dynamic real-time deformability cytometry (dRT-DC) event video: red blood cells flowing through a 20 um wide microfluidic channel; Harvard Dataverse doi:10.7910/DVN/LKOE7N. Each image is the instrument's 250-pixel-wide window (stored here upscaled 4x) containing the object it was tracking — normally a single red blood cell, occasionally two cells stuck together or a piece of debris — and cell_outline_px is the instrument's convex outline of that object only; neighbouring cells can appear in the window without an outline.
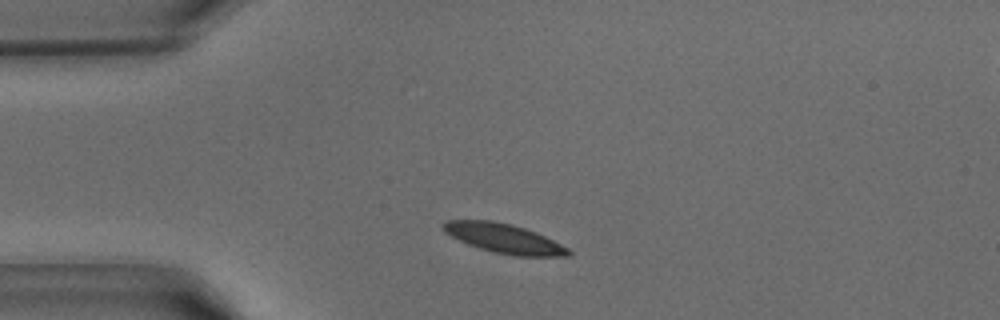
{"species": "common noctule bat (a hibernating species)", "species_latin": "Nyctalus noctula", "temperature_condition": "warm", "stored_images_in_passage": 37, "camera_frame_rate_fps": 3000, "um_per_image_px": 0.085, "animal": {"sex": "male", "body_mass_g": 15.6}, "frame": {"image": 1, "passage_image": 5, "time_ms": 1.333, "image_size_px": [1000, 320], "cell_outline_px": [[572, 252], [568, 256], [512, 256], [480, 248], [468, 244], [444, 232], [440, 228], [440, 224], [444, 220], [492, 220], [512, 224], [536, 232], [568, 248]], "centroid_in_image_um": [42.79, 20.25], "position_along_channel_um": 42.2, "area_um2": 21.39}}
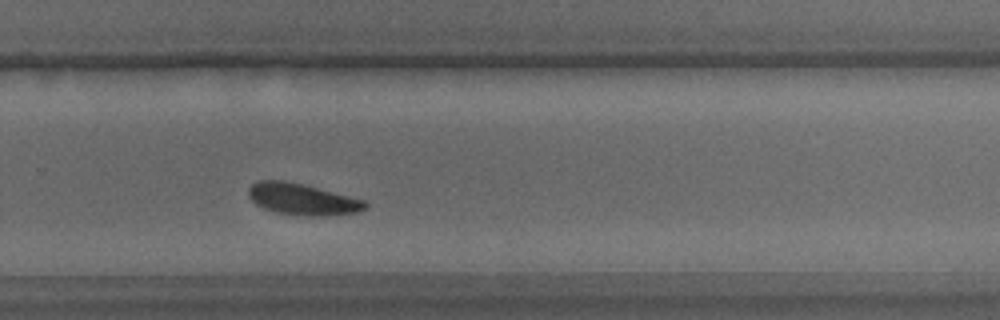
{"frame": {"image": 2, "passage_image": 23, "time_ms": 7.333, "image_size_px": [1000, 320], "cell_outline_px": [[368, 208], [356, 212], [320, 216], [308, 216], [276, 212], [264, 208], [256, 204], [248, 196], [248, 188], [256, 180], [284, 180], [364, 200], [368, 204]], "centroid_in_image_um": [25.65, 16.93], "position_along_channel_um": 304.1, "area_um2": 21.04}}
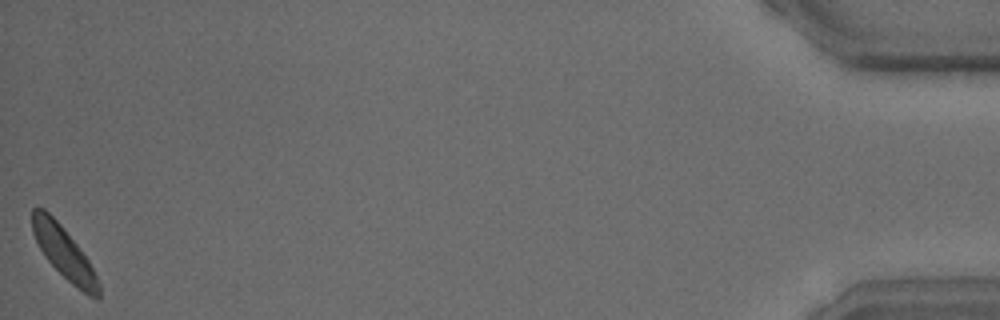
{"frame": {"image": 3, "passage_image": 37, "time_ms": 12.0, "image_size_px": [1000, 320], "cell_outline_px": [[100, 300], [96, 300], [88, 296], [72, 284], [44, 256], [32, 232], [32, 208], [44, 208], [60, 224], [76, 244], [88, 260], [100, 284]], "centroid_in_image_um": [5.46, 21.51], "position_along_channel_um": 429.7, "area_um2": 19.71}}